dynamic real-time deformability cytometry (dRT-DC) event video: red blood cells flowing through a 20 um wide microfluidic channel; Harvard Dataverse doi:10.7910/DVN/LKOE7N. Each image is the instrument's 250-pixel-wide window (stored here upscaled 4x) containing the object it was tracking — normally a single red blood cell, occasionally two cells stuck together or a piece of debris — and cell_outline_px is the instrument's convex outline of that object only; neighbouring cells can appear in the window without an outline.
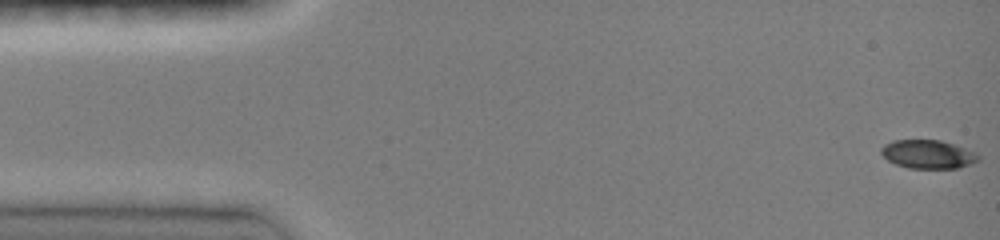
{"species": "common noctule bat (a hibernating species)", "species_latin": "Nyctalus noctula", "temperature_condition": "room temperature", "stored_images_in_passage": 47, "camera_frame_rate_fps": 3000, "um_per_image_px": 0.085, "animal": {"sex": "female", "body_mass_g": 19.0, "forearm_length_mm": 51.5}, "frame": {"image": 1, "passage_image": 1, "time_ms": 0.0, "image_size_px": [1000, 240], "cell_outline_px": [[980, 160], [956, 168], [908, 168], [896, 164], [888, 160], [880, 152], [880, 148], [884, 144], [892, 140], [940, 140], [976, 152], [980, 156]], "centroid_in_image_um": [78.85, 13.1], "position_along_channel_um": 6.1, "area_um2": 16.07}}
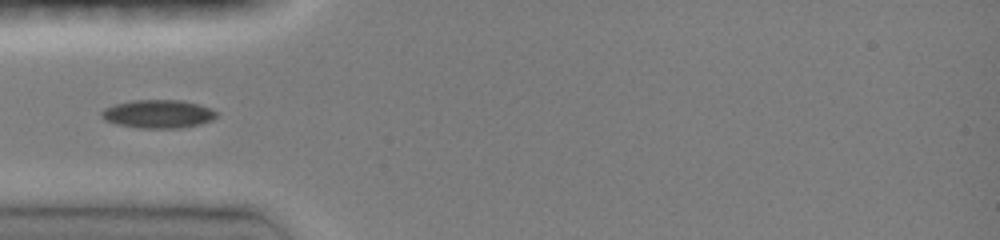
{"frame": {"image": 2, "passage_image": 15, "time_ms": 4.667, "image_size_px": [1000, 240], "cell_outline_px": [[220, 112], [212, 120], [200, 124], [180, 128], [140, 128], [116, 124], [104, 120], [100, 116], [100, 112], [104, 108], [116, 104], [132, 100], [184, 100], [200, 104]], "centroid_in_image_um": [13.45, 9.68], "position_along_channel_um": 71.5, "area_um2": 19.19}}
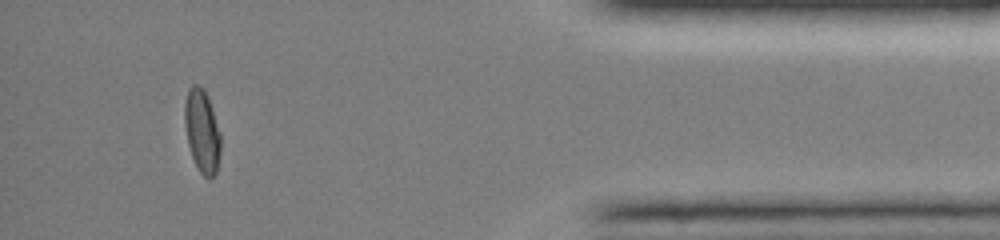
{"frame": {"image": 3, "passage_image": 43, "time_ms": 14.0, "image_size_px": [1000, 240], "cell_outline_px": [[220, 152], [216, 172], [208, 180], [200, 172], [192, 156], [188, 144], [184, 124], [184, 104], [188, 88], [192, 84], [200, 84], [204, 88], [208, 96], [220, 136]], "centroid_in_image_um": [17.15, 11.09], "position_along_channel_um": 418.1, "area_um2": 17.4}, "authors_computed_cell_mechanics": {"area_um2": 17.5712, "velocity_mm_per_s": 4.1092, "shape_relaxation_time_tau1_ms": 8.8065, "shape_relaxation_time_tau2_ms": 4.233, "deformation_change_tau1": 0.2523, "deformation_change_tau2": 0.0455}}